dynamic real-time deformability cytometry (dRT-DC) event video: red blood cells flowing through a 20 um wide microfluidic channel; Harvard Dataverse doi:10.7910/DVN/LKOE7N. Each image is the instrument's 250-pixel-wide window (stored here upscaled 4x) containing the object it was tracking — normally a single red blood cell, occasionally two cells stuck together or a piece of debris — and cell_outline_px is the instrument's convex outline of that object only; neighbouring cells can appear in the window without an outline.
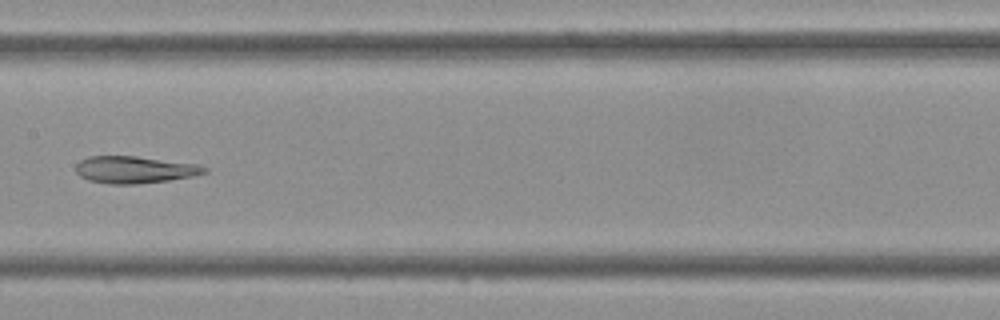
{"species": "Egyptian fruit bat (a non-hibernating species)", "species_latin": "Rousettus aegyptiacus", "temperature_condition": "cold", "stored_images_in_passage": 45, "camera_frame_rate_fps": 3000, "um_per_image_px": 0.085, "frame": {"image": 1, "passage_image": 24, "time_ms": 7.667, "image_size_px": [1000, 320], "cell_outline_px": [[204, 172], [164, 180], [92, 180], [84, 176], [80, 172], [80, 164], [84, 160], [92, 156], [132, 156], [204, 168]], "centroid_in_image_um": [11.35, 14.35], "position_along_channel_um": 196.1, "area_um2": 16.65}}
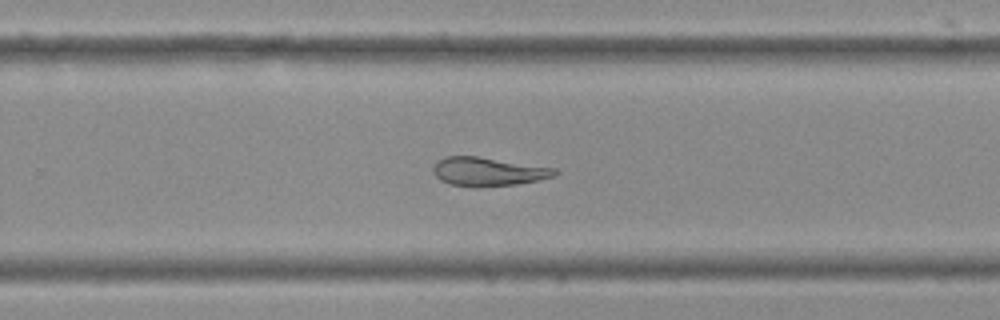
{"frame": {"image": 2, "passage_image": 30, "time_ms": 9.667, "image_size_px": [1000, 320], "cell_outline_px": [[556, 172], [552, 176], [512, 184], [452, 184], [444, 180], [436, 172], [436, 164], [440, 160], [448, 156], [472, 156], [548, 168]], "centroid_in_image_um": [41.44, 14.55], "position_along_channel_um": 288.4, "area_um2": 17.86}}
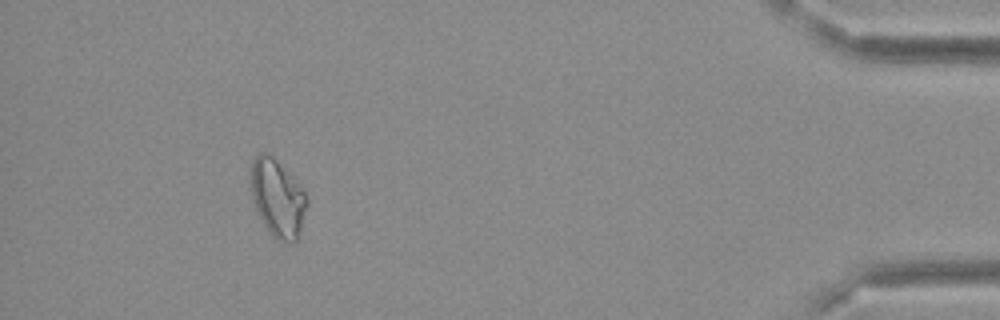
{"frame": {"image": 3, "passage_image": 42, "time_ms": 13.667, "image_size_px": [1000, 320], "cell_outline_px": [[304, 204], [300, 220], [296, 232], [276, 232], [268, 224], [256, 200], [252, 184], [252, 172], [256, 160], [272, 160], [304, 192]], "centroid_in_image_um": [23.58, 16.7], "position_along_channel_um": 411.6, "area_um2": 19.31}}